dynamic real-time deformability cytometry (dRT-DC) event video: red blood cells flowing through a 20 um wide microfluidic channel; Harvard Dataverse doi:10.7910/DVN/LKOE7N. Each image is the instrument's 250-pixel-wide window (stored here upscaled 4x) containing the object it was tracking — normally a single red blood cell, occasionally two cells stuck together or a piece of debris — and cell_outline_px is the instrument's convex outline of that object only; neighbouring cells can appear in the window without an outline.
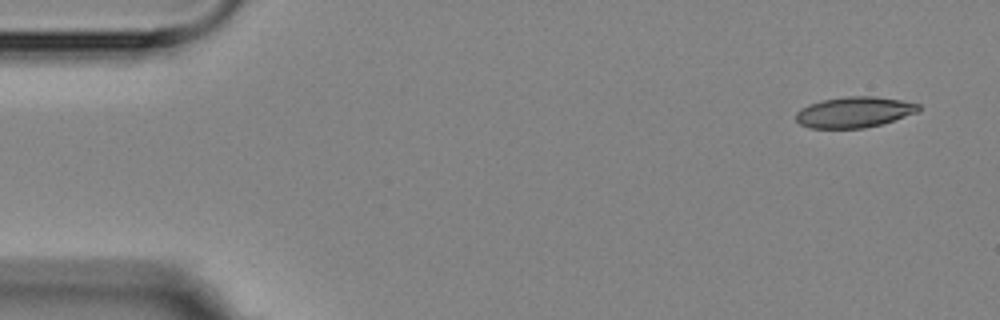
{"species": "Egyptian fruit bat (a non-hibernating species)", "species_latin": "Rousettus aegyptiacus", "temperature_condition": "room temperature", "stored_images_in_passage": 5, "camera_frame_rate_fps": 3000, "um_per_image_px": 0.085, "animal": {"sex": "female"}, "frame": {"image": 1, "passage_image": 1, "time_ms": 0.0, "image_size_px": [1000, 320], "cell_outline_px": [[920, 108], [916, 112], [880, 124], [864, 128], [808, 128], [800, 124], [796, 120], [796, 112], [800, 108], [808, 104], [820, 100], [848, 96], [876, 96], [900, 100], [920, 104]], "centroid_in_image_um": [72.55, 9.52], "position_along_channel_um": 12.5, "area_um2": 21.91}}